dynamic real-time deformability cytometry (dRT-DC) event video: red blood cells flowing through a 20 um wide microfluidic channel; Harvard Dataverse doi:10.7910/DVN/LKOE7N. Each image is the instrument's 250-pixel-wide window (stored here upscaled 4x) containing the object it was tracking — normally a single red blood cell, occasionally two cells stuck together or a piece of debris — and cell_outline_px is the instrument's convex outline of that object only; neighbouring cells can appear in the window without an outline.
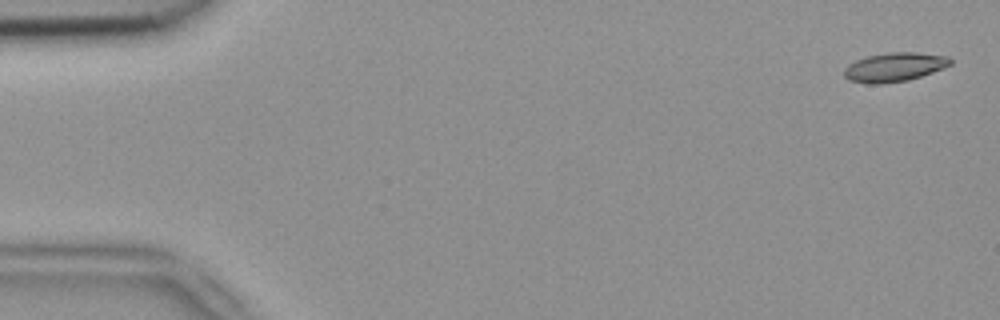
{"species": "common noctule bat (a hibernating species)", "species_latin": "Nyctalus noctula", "temperature_condition": "room temperature", "stored_images_in_passage": 4, "camera_frame_rate_fps": 3000, "um_per_image_px": 0.085, "animal": {"sex": "female", "body_mass_g": 18.4}, "frame": {"image": 1, "passage_image": 1, "time_ms": 0.0, "image_size_px": [1000, 320], "cell_outline_px": [[952, 64], [944, 68], [908, 80], [880, 84], [868, 84], [848, 80], [844, 76], [844, 68], [848, 64], [856, 60], [868, 56], [892, 52], [916, 52], [948, 56], [952, 60]], "centroid_in_image_um": [76.02, 5.7], "position_along_channel_um": 9.0, "area_um2": 17.98}}